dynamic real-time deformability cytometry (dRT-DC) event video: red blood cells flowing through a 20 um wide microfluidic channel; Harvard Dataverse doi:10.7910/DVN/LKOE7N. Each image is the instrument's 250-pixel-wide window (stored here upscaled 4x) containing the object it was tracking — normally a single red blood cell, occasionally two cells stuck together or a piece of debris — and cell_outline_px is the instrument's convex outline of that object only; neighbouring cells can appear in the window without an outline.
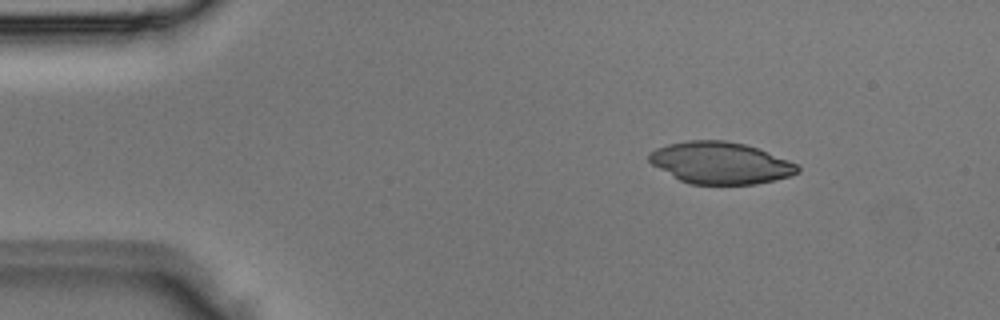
{"species": "Egyptian fruit bat (a non-hibernating species)", "species_latin": "Rousettus aegyptiacus", "temperature_condition": "room temperature", "stored_images_in_passage": 3, "camera_frame_rate_fps": 3000, "um_per_image_px": 0.085, "animal": {"sex": "male"}, "frame": {"image": 1, "passage_image": 1, "time_ms": 0.0, "image_size_px": [1000, 320], "cell_outline_px": [[800, 172], [788, 176], [756, 184], [688, 184], [680, 180], [652, 164], [648, 160], [648, 152], [656, 148], [668, 144], [688, 140], [724, 140], [744, 144], [768, 152], [788, 160], [796, 164], [800, 168]], "centroid_in_image_um": [61.21, 13.84], "position_along_channel_um": 23.8, "area_um2": 35.95}}